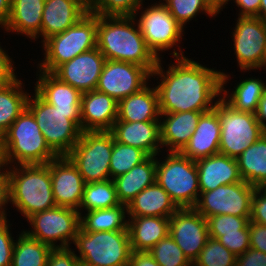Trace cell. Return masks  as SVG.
Returning <instances> with one entry per match:
<instances>
[{"mask_svg": "<svg viewBox=\"0 0 266 266\" xmlns=\"http://www.w3.org/2000/svg\"><path fill=\"white\" fill-rule=\"evenodd\" d=\"M105 62V57L95 47L63 63L52 74L60 81L85 93L96 89Z\"/></svg>", "mask_w": 266, "mask_h": 266, "instance_id": "e0dca14e", "label": "cell"}, {"mask_svg": "<svg viewBox=\"0 0 266 266\" xmlns=\"http://www.w3.org/2000/svg\"><path fill=\"white\" fill-rule=\"evenodd\" d=\"M81 266H128L132 253L128 230H78L73 243Z\"/></svg>", "mask_w": 266, "mask_h": 266, "instance_id": "52a82bcc", "label": "cell"}, {"mask_svg": "<svg viewBox=\"0 0 266 266\" xmlns=\"http://www.w3.org/2000/svg\"><path fill=\"white\" fill-rule=\"evenodd\" d=\"M236 266H266V253L249 248L237 256Z\"/></svg>", "mask_w": 266, "mask_h": 266, "instance_id": "f907efd6", "label": "cell"}, {"mask_svg": "<svg viewBox=\"0 0 266 266\" xmlns=\"http://www.w3.org/2000/svg\"><path fill=\"white\" fill-rule=\"evenodd\" d=\"M255 117L258 123L266 130V89L258 103V107L255 112Z\"/></svg>", "mask_w": 266, "mask_h": 266, "instance_id": "db71d44e", "label": "cell"}, {"mask_svg": "<svg viewBox=\"0 0 266 266\" xmlns=\"http://www.w3.org/2000/svg\"><path fill=\"white\" fill-rule=\"evenodd\" d=\"M12 62L14 63L12 58L0 46V86L10 84L18 78Z\"/></svg>", "mask_w": 266, "mask_h": 266, "instance_id": "7dc6e473", "label": "cell"}, {"mask_svg": "<svg viewBox=\"0 0 266 266\" xmlns=\"http://www.w3.org/2000/svg\"><path fill=\"white\" fill-rule=\"evenodd\" d=\"M149 84L118 102V120L126 122L160 121L159 96Z\"/></svg>", "mask_w": 266, "mask_h": 266, "instance_id": "4316f807", "label": "cell"}, {"mask_svg": "<svg viewBox=\"0 0 266 266\" xmlns=\"http://www.w3.org/2000/svg\"><path fill=\"white\" fill-rule=\"evenodd\" d=\"M264 69L266 70V56H265V61H264Z\"/></svg>", "mask_w": 266, "mask_h": 266, "instance_id": "6125c7cd", "label": "cell"}, {"mask_svg": "<svg viewBox=\"0 0 266 266\" xmlns=\"http://www.w3.org/2000/svg\"><path fill=\"white\" fill-rule=\"evenodd\" d=\"M250 217L234 215H216L207 218L209 237L218 239L224 234L239 233V230H249Z\"/></svg>", "mask_w": 266, "mask_h": 266, "instance_id": "b9f144b4", "label": "cell"}, {"mask_svg": "<svg viewBox=\"0 0 266 266\" xmlns=\"http://www.w3.org/2000/svg\"><path fill=\"white\" fill-rule=\"evenodd\" d=\"M230 75L221 71V98L237 111L255 114L258 103L266 89V83L256 77L246 78L237 83L232 93L225 89Z\"/></svg>", "mask_w": 266, "mask_h": 266, "instance_id": "4dcf8cb0", "label": "cell"}, {"mask_svg": "<svg viewBox=\"0 0 266 266\" xmlns=\"http://www.w3.org/2000/svg\"><path fill=\"white\" fill-rule=\"evenodd\" d=\"M117 197L116 187L112 179L85 183L83 198L79 207V214L82 209L91 211L96 209H105L120 205Z\"/></svg>", "mask_w": 266, "mask_h": 266, "instance_id": "d590c367", "label": "cell"}, {"mask_svg": "<svg viewBox=\"0 0 266 266\" xmlns=\"http://www.w3.org/2000/svg\"><path fill=\"white\" fill-rule=\"evenodd\" d=\"M11 12V0H0V27L8 20Z\"/></svg>", "mask_w": 266, "mask_h": 266, "instance_id": "11a10c76", "label": "cell"}, {"mask_svg": "<svg viewBox=\"0 0 266 266\" xmlns=\"http://www.w3.org/2000/svg\"><path fill=\"white\" fill-rule=\"evenodd\" d=\"M217 99L213 109L221 123L219 153L236 159L266 130L258 123L255 114L237 111L221 97Z\"/></svg>", "mask_w": 266, "mask_h": 266, "instance_id": "9c48e42d", "label": "cell"}, {"mask_svg": "<svg viewBox=\"0 0 266 266\" xmlns=\"http://www.w3.org/2000/svg\"><path fill=\"white\" fill-rule=\"evenodd\" d=\"M210 1L217 9H219L226 2V0H210Z\"/></svg>", "mask_w": 266, "mask_h": 266, "instance_id": "680465c9", "label": "cell"}, {"mask_svg": "<svg viewBox=\"0 0 266 266\" xmlns=\"http://www.w3.org/2000/svg\"><path fill=\"white\" fill-rule=\"evenodd\" d=\"M236 258L217 239L209 237L192 266H236Z\"/></svg>", "mask_w": 266, "mask_h": 266, "instance_id": "f35d334b", "label": "cell"}, {"mask_svg": "<svg viewBox=\"0 0 266 266\" xmlns=\"http://www.w3.org/2000/svg\"><path fill=\"white\" fill-rule=\"evenodd\" d=\"M162 57L151 73L160 82L156 87L159 96L160 114L185 111L208 112L221 96V71L207 68L193 59L174 58L165 71ZM158 76V77H157ZM216 99V101H215ZM214 101V102H213Z\"/></svg>", "mask_w": 266, "mask_h": 266, "instance_id": "6da1fadb", "label": "cell"}, {"mask_svg": "<svg viewBox=\"0 0 266 266\" xmlns=\"http://www.w3.org/2000/svg\"><path fill=\"white\" fill-rule=\"evenodd\" d=\"M179 208L155 181L127 205L128 217L158 216L170 218Z\"/></svg>", "mask_w": 266, "mask_h": 266, "instance_id": "83f0119b", "label": "cell"}, {"mask_svg": "<svg viewBox=\"0 0 266 266\" xmlns=\"http://www.w3.org/2000/svg\"><path fill=\"white\" fill-rule=\"evenodd\" d=\"M111 132L117 142L137 147L149 156H157L163 150L160 121L126 122L117 119Z\"/></svg>", "mask_w": 266, "mask_h": 266, "instance_id": "ffe728a7", "label": "cell"}, {"mask_svg": "<svg viewBox=\"0 0 266 266\" xmlns=\"http://www.w3.org/2000/svg\"><path fill=\"white\" fill-rule=\"evenodd\" d=\"M118 118V102L97 91L82 93L81 96V130L111 131Z\"/></svg>", "mask_w": 266, "mask_h": 266, "instance_id": "d6986e66", "label": "cell"}, {"mask_svg": "<svg viewBox=\"0 0 266 266\" xmlns=\"http://www.w3.org/2000/svg\"><path fill=\"white\" fill-rule=\"evenodd\" d=\"M163 158L158 160L156 157L155 181L178 208H194L200 197L195 161L180 152H169Z\"/></svg>", "mask_w": 266, "mask_h": 266, "instance_id": "ba28073f", "label": "cell"}, {"mask_svg": "<svg viewBox=\"0 0 266 266\" xmlns=\"http://www.w3.org/2000/svg\"><path fill=\"white\" fill-rule=\"evenodd\" d=\"M160 266H192V263L168 235L148 251Z\"/></svg>", "mask_w": 266, "mask_h": 266, "instance_id": "ab89813d", "label": "cell"}, {"mask_svg": "<svg viewBox=\"0 0 266 266\" xmlns=\"http://www.w3.org/2000/svg\"><path fill=\"white\" fill-rule=\"evenodd\" d=\"M127 219L132 251L148 252L161 239L169 235L170 218L142 216Z\"/></svg>", "mask_w": 266, "mask_h": 266, "instance_id": "f1b7e54d", "label": "cell"}, {"mask_svg": "<svg viewBox=\"0 0 266 266\" xmlns=\"http://www.w3.org/2000/svg\"><path fill=\"white\" fill-rule=\"evenodd\" d=\"M217 240L236 256L241 255L250 248L249 230H239V233L224 234Z\"/></svg>", "mask_w": 266, "mask_h": 266, "instance_id": "7bdbcfd3", "label": "cell"}, {"mask_svg": "<svg viewBox=\"0 0 266 266\" xmlns=\"http://www.w3.org/2000/svg\"><path fill=\"white\" fill-rule=\"evenodd\" d=\"M144 0H95L92 13L98 16H134L143 8ZM139 10V11H138Z\"/></svg>", "mask_w": 266, "mask_h": 266, "instance_id": "60d3db41", "label": "cell"}, {"mask_svg": "<svg viewBox=\"0 0 266 266\" xmlns=\"http://www.w3.org/2000/svg\"><path fill=\"white\" fill-rule=\"evenodd\" d=\"M203 113L205 112L185 111L161 114L162 148L164 149L165 146L168 149L166 152H180L189 142Z\"/></svg>", "mask_w": 266, "mask_h": 266, "instance_id": "cb8c5ba5", "label": "cell"}, {"mask_svg": "<svg viewBox=\"0 0 266 266\" xmlns=\"http://www.w3.org/2000/svg\"><path fill=\"white\" fill-rule=\"evenodd\" d=\"M169 235L193 264L209 239L207 219L195 208H179L170 217Z\"/></svg>", "mask_w": 266, "mask_h": 266, "instance_id": "2e32d148", "label": "cell"}, {"mask_svg": "<svg viewBox=\"0 0 266 266\" xmlns=\"http://www.w3.org/2000/svg\"><path fill=\"white\" fill-rule=\"evenodd\" d=\"M19 167V168H18ZM10 204L26 219L31 215L51 209L56 205L50 162L47 164L9 166Z\"/></svg>", "mask_w": 266, "mask_h": 266, "instance_id": "3957f363", "label": "cell"}, {"mask_svg": "<svg viewBox=\"0 0 266 266\" xmlns=\"http://www.w3.org/2000/svg\"><path fill=\"white\" fill-rule=\"evenodd\" d=\"M97 15L88 12L72 27L46 39L44 58L38 70L52 73L57 67L71 61L77 55L96 47Z\"/></svg>", "mask_w": 266, "mask_h": 266, "instance_id": "8992f818", "label": "cell"}, {"mask_svg": "<svg viewBox=\"0 0 266 266\" xmlns=\"http://www.w3.org/2000/svg\"><path fill=\"white\" fill-rule=\"evenodd\" d=\"M195 164L198 169L200 192L211 191L221 185L242 181L237 160L224 154L217 153L198 159Z\"/></svg>", "mask_w": 266, "mask_h": 266, "instance_id": "7402d4cb", "label": "cell"}, {"mask_svg": "<svg viewBox=\"0 0 266 266\" xmlns=\"http://www.w3.org/2000/svg\"><path fill=\"white\" fill-rule=\"evenodd\" d=\"M30 95L26 108L35 117L47 145L58 157L67 156L83 132L81 112H61L44 101L36 92L33 96Z\"/></svg>", "mask_w": 266, "mask_h": 266, "instance_id": "5b68a950", "label": "cell"}, {"mask_svg": "<svg viewBox=\"0 0 266 266\" xmlns=\"http://www.w3.org/2000/svg\"><path fill=\"white\" fill-rule=\"evenodd\" d=\"M88 12L73 0H45L42 12L41 33L43 43L49 37L72 27Z\"/></svg>", "mask_w": 266, "mask_h": 266, "instance_id": "d4e9b609", "label": "cell"}, {"mask_svg": "<svg viewBox=\"0 0 266 266\" xmlns=\"http://www.w3.org/2000/svg\"><path fill=\"white\" fill-rule=\"evenodd\" d=\"M241 179L258 188L266 181V133L250 145L238 158Z\"/></svg>", "mask_w": 266, "mask_h": 266, "instance_id": "1f68e13d", "label": "cell"}, {"mask_svg": "<svg viewBox=\"0 0 266 266\" xmlns=\"http://www.w3.org/2000/svg\"><path fill=\"white\" fill-rule=\"evenodd\" d=\"M8 223L7 218L0 220V266H11L13 256L15 240Z\"/></svg>", "mask_w": 266, "mask_h": 266, "instance_id": "ee69618b", "label": "cell"}, {"mask_svg": "<svg viewBox=\"0 0 266 266\" xmlns=\"http://www.w3.org/2000/svg\"><path fill=\"white\" fill-rule=\"evenodd\" d=\"M4 149H3V135L0 133V160L3 161Z\"/></svg>", "mask_w": 266, "mask_h": 266, "instance_id": "91938a15", "label": "cell"}, {"mask_svg": "<svg viewBox=\"0 0 266 266\" xmlns=\"http://www.w3.org/2000/svg\"><path fill=\"white\" fill-rule=\"evenodd\" d=\"M220 131L217 112L212 109L203 113L189 142L180 153L194 161L219 153Z\"/></svg>", "mask_w": 266, "mask_h": 266, "instance_id": "44dd1931", "label": "cell"}, {"mask_svg": "<svg viewBox=\"0 0 266 266\" xmlns=\"http://www.w3.org/2000/svg\"><path fill=\"white\" fill-rule=\"evenodd\" d=\"M128 266H160L147 251H132Z\"/></svg>", "mask_w": 266, "mask_h": 266, "instance_id": "f5cc1de1", "label": "cell"}, {"mask_svg": "<svg viewBox=\"0 0 266 266\" xmlns=\"http://www.w3.org/2000/svg\"><path fill=\"white\" fill-rule=\"evenodd\" d=\"M27 221L33 229L23 231L52 248L70 247L80 229L79 211L61 206L37 212L28 217ZM57 241H60L59 245H56Z\"/></svg>", "mask_w": 266, "mask_h": 266, "instance_id": "7c38bea8", "label": "cell"}, {"mask_svg": "<svg viewBox=\"0 0 266 266\" xmlns=\"http://www.w3.org/2000/svg\"><path fill=\"white\" fill-rule=\"evenodd\" d=\"M8 202H10L8 166L2 164L0 166V220L7 218Z\"/></svg>", "mask_w": 266, "mask_h": 266, "instance_id": "c3c4849f", "label": "cell"}, {"mask_svg": "<svg viewBox=\"0 0 266 266\" xmlns=\"http://www.w3.org/2000/svg\"><path fill=\"white\" fill-rule=\"evenodd\" d=\"M259 18L263 20L266 18V0L260 2Z\"/></svg>", "mask_w": 266, "mask_h": 266, "instance_id": "6f0895ef", "label": "cell"}, {"mask_svg": "<svg viewBox=\"0 0 266 266\" xmlns=\"http://www.w3.org/2000/svg\"><path fill=\"white\" fill-rule=\"evenodd\" d=\"M3 149L2 163L8 167L12 163L47 164L58 157L47 145L35 117L27 108L3 135Z\"/></svg>", "mask_w": 266, "mask_h": 266, "instance_id": "277c9868", "label": "cell"}, {"mask_svg": "<svg viewBox=\"0 0 266 266\" xmlns=\"http://www.w3.org/2000/svg\"><path fill=\"white\" fill-rule=\"evenodd\" d=\"M163 4L183 29L198 13H205L210 18L219 14L210 0H163Z\"/></svg>", "mask_w": 266, "mask_h": 266, "instance_id": "8d00e7d4", "label": "cell"}, {"mask_svg": "<svg viewBox=\"0 0 266 266\" xmlns=\"http://www.w3.org/2000/svg\"><path fill=\"white\" fill-rule=\"evenodd\" d=\"M141 10V16L135 21L137 22L140 32L147 44V47L153 54L160 59V52L168 51L174 46L179 47L178 52L174 48L173 58L184 57L180 46L177 44L183 38L184 29L177 23L169 10L160 0L159 3L152 4ZM181 50V51H180ZM160 51V52H159Z\"/></svg>", "mask_w": 266, "mask_h": 266, "instance_id": "8fae6325", "label": "cell"}, {"mask_svg": "<svg viewBox=\"0 0 266 266\" xmlns=\"http://www.w3.org/2000/svg\"><path fill=\"white\" fill-rule=\"evenodd\" d=\"M44 5L45 0H11L10 16L2 28L35 40L41 33Z\"/></svg>", "mask_w": 266, "mask_h": 266, "instance_id": "484cf974", "label": "cell"}, {"mask_svg": "<svg viewBox=\"0 0 266 266\" xmlns=\"http://www.w3.org/2000/svg\"><path fill=\"white\" fill-rule=\"evenodd\" d=\"M150 77L151 73L140 65L106 60L96 90L119 102L147 86Z\"/></svg>", "mask_w": 266, "mask_h": 266, "instance_id": "9a60e30c", "label": "cell"}, {"mask_svg": "<svg viewBox=\"0 0 266 266\" xmlns=\"http://www.w3.org/2000/svg\"><path fill=\"white\" fill-rule=\"evenodd\" d=\"M258 188L264 193H266V181L263 182Z\"/></svg>", "mask_w": 266, "mask_h": 266, "instance_id": "94428289", "label": "cell"}, {"mask_svg": "<svg viewBox=\"0 0 266 266\" xmlns=\"http://www.w3.org/2000/svg\"><path fill=\"white\" fill-rule=\"evenodd\" d=\"M250 247L266 253V225L249 221Z\"/></svg>", "mask_w": 266, "mask_h": 266, "instance_id": "681fc988", "label": "cell"}, {"mask_svg": "<svg viewBox=\"0 0 266 266\" xmlns=\"http://www.w3.org/2000/svg\"><path fill=\"white\" fill-rule=\"evenodd\" d=\"M156 177V156H149L129 172L113 179L121 204L128 205L143 189L152 185Z\"/></svg>", "mask_w": 266, "mask_h": 266, "instance_id": "f546056e", "label": "cell"}, {"mask_svg": "<svg viewBox=\"0 0 266 266\" xmlns=\"http://www.w3.org/2000/svg\"><path fill=\"white\" fill-rule=\"evenodd\" d=\"M37 71L34 92L61 112H81L82 93L79 90L60 81L52 73Z\"/></svg>", "mask_w": 266, "mask_h": 266, "instance_id": "603a6c76", "label": "cell"}, {"mask_svg": "<svg viewBox=\"0 0 266 266\" xmlns=\"http://www.w3.org/2000/svg\"><path fill=\"white\" fill-rule=\"evenodd\" d=\"M255 188L243 180L230 185H221L214 190L200 192L194 208L206 219L225 214L250 217Z\"/></svg>", "mask_w": 266, "mask_h": 266, "instance_id": "4fadbf2b", "label": "cell"}, {"mask_svg": "<svg viewBox=\"0 0 266 266\" xmlns=\"http://www.w3.org/2000/svg\"><path fill=\"white\" fill-rule=\"evenodd\" d=\"M51 184L57 206L79 210L85 187L78 168L67 156L50 161Z\"/></svg>", "mask_w": 266, "mask_h": 266, "instance_id": "ac0fdd59", "label": "cell"}, {"mask_svg": "<svg viewBox=\"0 0 266 266\" xmlns=\"http://www.w3.org/2000/svg\"><path fill=\"white\" fill-rule=\"evenodd\" d=\"M250 221L266 225V193L255 188L251 202Z\"/></svg>", "mask_w": 266, "mask_h": 266, "instance_id": "bcb514c9", "label": "cell"}, {"mask_svg": "<svg viewBox=\"0 0 266 266\" xmlns=\"http://www.w3.org/2000/svg\"><path fill=\"white\" fill-rule=\"evenodd\" d=\"M96 47L106 60L134 63L150 73L159 61L147 47L134 16L97 15Z\"/></svg>", "mask_w": 266, "mask_h": 266, "instance_id": "7a4b0ae2", "label": "cell"}, {"mask_svg": "<svg viewBox=\"0 0 266 266\" xmlns=\"http://www.w3.org/2000/svg\"><path fill=\"white\" fill-rule=\"evenodd\" d=\"M113 148L111 131H85L67 157L78 168L85 183L110 179Z\"/></svg>", "mask_w": 266, "mask_h": 266, "instance_id": "30bf717a", "label": "cell"}, {"mask_svg": "<svg viewBox=\"0 0 266 266\" xmlns=\"http://www.w3.org/2000/svg\"><path fill=\"white\" fill-rule=\"evenodd\" d=\"M80 216V229L85 232L128 230L127 206L124 204L111 208L86 211Z\"/></svg>", "mask_w": 266, "mask_h": 266, "instance_id": "d6a6232c", "label": "cell"}, {"mask_svg": "<svg viewBox=\"0 0 266 266\" xmlns=\"http://www.w3.org/2000/svg\"><path fill=\"white\" fill-rule=\"evenodd\" d=\"M22 84L21 79L17 78L10 84L0 86V133L2 135L26 108L29 93L23 90Z\"/></svg>", "mask_w": 266, "mask_h": 266, "instance_id": "836d02e7", "label": "cell"}, {"mask_svg": "<svg viewBox=\"0 0 266 266\" xmlns=\"http://www.w3.org/2000/svg\"><path fill=\"white\" fill-rule=\"evenodd\" d=\"M81 5L87 12H92L95 0H73Z\"/></svg>", "mask_w": 266, "mask_h": 266, "instance_id": "9f6ffc18", "label": "cell"}, {"mask_svg": "<svg viewBox=\"0 0 266 266\" xmlns=\"http://www.w3.org/2000/svg\"><path fill=\"white\" fill-rule=\"evenodd\" d=\"M231 32L240 71L259 70L266 56V25L259 17H238Z\"/></svg>", "mask_w": 266, "mask_h": 266, "instance_id": "5bb4252c", "label": "cell"}, {"mask_svg": "<svg viewBox=\"0 0 266 266\" xmlns=\"http://www.w3.org/2000/svg\"><path fill=\"white\" fill-rule=\"evenodd\" d=\"M74 250L70 247L52 248L48 255L47 266H81Z\"/></svg>", "mask_w": 266, "mask_h": 266, "instance_id": "f6af8a7d", "label": "cell"}, {"mask_svg": "<svg viewBox=\"0 0 266 266\" xmlns=\"http://www.w3.org/2000/svg\"><path fill=\"white\" fill-rule=\"evenodd\" d=\"M52 247L28 236L24 231L14 243L11 266H47Z\"/></svg>", "mask_w": 266, "mask_h": 266, "instance_id": "e575fe53", "label": "cell"}, {"mask_svg": "<svg viewBox=\"0 0 266 266\" xmlns=\"http://www.w3.org/2000/svg\"><path fill=\"white\" fill-rule=\"evenodd\" d=\"M231 0L226 2L218 9L220 13L221 9L225 8V5ZM236 6L239 8L238 17H259L260 2L261 0H233ZM224 6V7H223Z\"/></svg>", "mask_w": 266, "mask_h": 266, "instance_id": "816d5d0a", "label": "cell"}, {"mask_svg": "<svg viewBox=\"0 0 266 266\" xmlns=\"http://www.w3.org/2000/svg\"><path fill=\"white\" fill-rule=\"evenodd\" d=\"M149 155L133 146L117 142L113 136V148L110 160V179L129 172L135 165L145 161Z\"/></svg>", "mask_w": 266, "mask_h": 266, "instance_id": "74e56055", "label": "cell"}]
</instances>
